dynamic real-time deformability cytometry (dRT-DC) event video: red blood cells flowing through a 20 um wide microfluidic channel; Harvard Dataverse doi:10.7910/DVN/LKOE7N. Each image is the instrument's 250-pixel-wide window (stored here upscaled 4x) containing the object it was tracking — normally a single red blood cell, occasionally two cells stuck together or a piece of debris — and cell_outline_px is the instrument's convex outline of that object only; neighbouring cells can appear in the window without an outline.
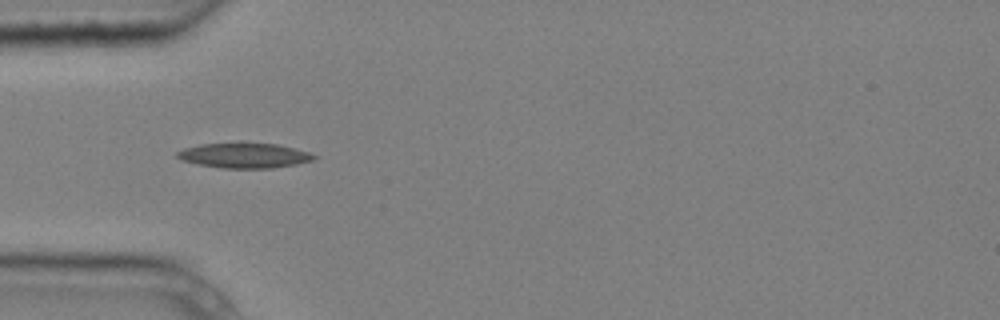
{"species": "common noctule bat (a hibernating species)", "species_latin": "Nyctalus noctula", "temperature_condition": "cold", "stored_images_in_passage": 8, "camera_frame_rate_fps": 3000, "um_per_image_px": 0.085, "animal": {"sex": "male", "body_mass_g": 20.4}, "frame": {"image": 1, "passage_image": 4, "time_ms": 1.0, "image_size_px": [1000, 320], "cell_outline_px": [[316, 156], [312, 160], [296, 164], [272, 168], [220, 168], [180, 160], [176, 156], [176, 152], [184, 148], [200, 144], [276, 144], [308, 152]], "centroid_in_image_um": [20.72, 13.23], "position_along_channel_um": 64.3, "area_um2": 19.42}}
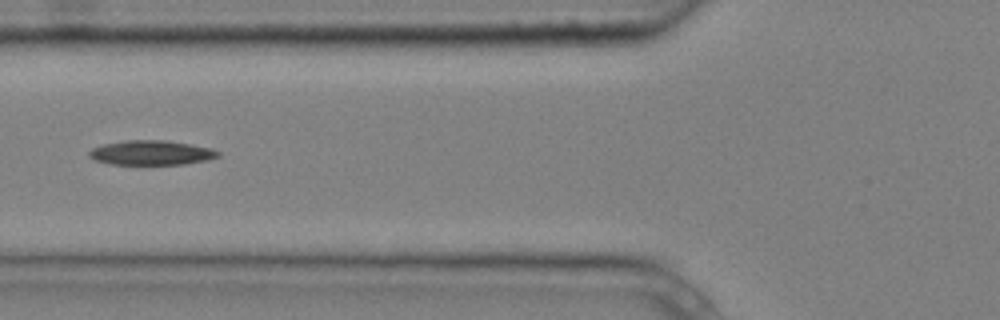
{"frame": {"image": 2, "passage_image": 5, "time_ms": 1.333, "image_size_px": [1000, 320], "cell_outline_px": [[220, 156], [208, 160], [184, 164], [112, 164], [96, 160], [88, 156], [88, 152], [92, 148], [104, 144], [124, 140], [164, 140], [192, 144], [212, 148], [220, 152]], "centroid_in_image_um": [12.89, 12.97], "position_along_channel_um": 112.9, "area_um2": 18.5}}
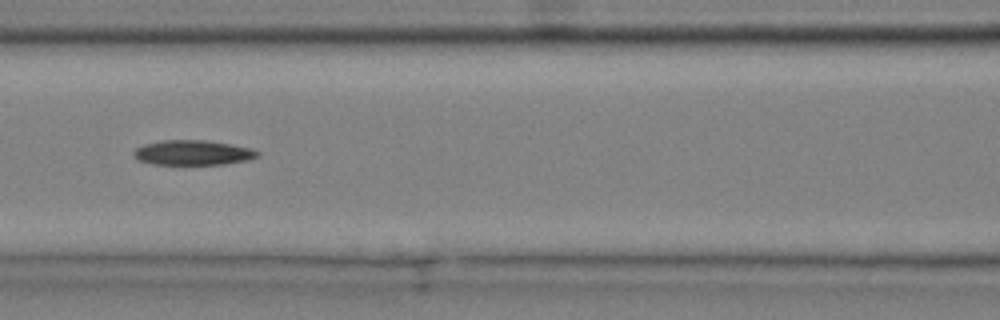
{"frame": {"image": 3, "passage_image": 6, "time_ms": 1.667, "image_size_px": [1000, 320], "cell_outline_px": [[260, 156], [248, 160], [224, 164], [152, 164], [136, 160], [132, 156], [132, 152], [136, 148], [144, 144], [164, 140], [204, 140], [232, 144], [252, 148], [260, 152]], "centroid_in_image_um": [16.39, 12.98], "position_along_channel_um": 150.2, "area_um2": 18.15}}